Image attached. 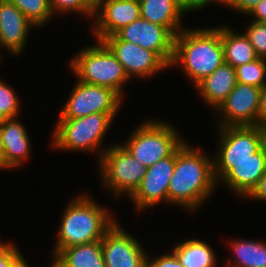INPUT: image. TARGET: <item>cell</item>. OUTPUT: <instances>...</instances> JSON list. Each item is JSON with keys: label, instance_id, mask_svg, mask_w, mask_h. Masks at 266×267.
I'll return each mask as SVG.
<instances>
[{"label": "cell", "instance_id": "1", "mask_svg": "<svg viewBox=\"0 0 266 267\" xmlns=\"http://www.w3.org/2000/svg\"><path fill=\"white\" fill-rule=\"evenodd\" d=\"M215 185L213 159L184 141L175 150V168L169 181L168 202L189 210L198 209L212 194Z\"/></svg>", "mask_w": 266, "mask_h": 267}, {"label": "cell", "instance_id": "2", "mask_svg": "<svg viewBox=\"0 0 266 267\" xmlns=\"http://www.w3.org/2000/svg\"><path fill=\"white\" fill-rule=\"evenodd\" d=\"M223 63L221 27L182 29L175 36L170 67L181 64L195 86Z\"/></svg>", "mask_w": 266, "mask_h": 267}, {"label": "cell", "instance_id": "3", "mask_svg": "<svg viewBox=\"0 0 266 267\" xmlns=\"http://www.w3.org/2000/svg\"><path fill=\"white\" fill-rule=\"evenodd\" d=\"M111 216L88 195L72 199L62 214L54 257L65 248L100 241L116 222Z\"/></svg>", "mask_w": 266, "mask_h": 267}, {"label": "cell", "instance_id": "4", "mask_svg": "<svg viewBox=\"0 0 266 267\" xmlns=\"http://www.w3.org/2000/svg\"><path fill=\"white\" fill-rule=\"evenodd\" d=\"M69 64L78 81L109 87L121 97L123 84L130 80L122 64L102 41L96 40V45L81 49Z\"/></svg>", "mask_w": 266, "mask_h": 267}, {"label": "cell", "instance_id": "5", "mask_svg": "<svg viewBox=\"0 0 266 267\" xmlns=\"http://www.w3.org/2000/svg\"><path fill=\"white\" fill-rule=\"evenodd\" d=\"M174 126L159 120L143 122L122 146L144 166L169 157L184 141Z\"/></svg>", "mask_w": 266, "mask_h": 267}, {"label": "cell", "instance_id": "6", "mask_svg": "<svg viewBox=\"0 0 266 267\" xmlns=\"http://www.w3.org/2000/svg\"><path fill=\"white\" fill-rule=\"evenodd\" d=\"M116 114L92 113L76 119H58L54 147L60 150L96 151Z\"/></svg>", "mask_w": 266, "mask_h": 267}, {"label": "cell", "instance_id": "7", "mask_svg": "<svg viewBox=\"0 0 266 267\" xmlns=\"http://www.w3.org/2000/svg\"><path fill=\"white\" fill-rule=\"evenodd\" d=\"M99 162L103 185L117 196L122 193L131 196L140 186L148 169L122 144L102 149Z\"/></svg>", "mask_w": 266, "mask_h": 267}, {"label": "cell", "instance_id": "8", "mask_svg": "<svg viewBox=\"0 0 266 267\" xmlns=\"http://www.w3.org/2000/svg\"><path fill=\"white\" fill-rule=\"evenodd\" d=\"M76 83L60 112L59 119H76L92 113H118L122 97L113 89L78 80Z\"/></svg>", "mask_w": 266, "mask_h": 267}, {"label": "cell", "instance_id": "9", "mask_svg": "<svg viewBox=\"0 0 266 267\" xmlns=\"http://www.w3.org/2000/svg\"><path fill=\"white\" fill-rule=\"evenodd\" d=\"M213 166L216 181L247 198L266 171V144L246 160L213 161Z\"/></svg>", "mask_w": 266, "mask_h": 267}, {"label": "cell", "instance_id": "10", "mask_svg": "<svg viewBox=\"0 0 266 267\" xmlns=\"http://www.w3.org/2000/svg\"><path fill=\"white\" fill-rule=\"evenodd\" d=\"M218 129H220V146L213 161H243L265 144V132L262 126H226Z\"/></svg>", "mask_w": 266, "mask_h": 267}, {"label": "cell", "instance_id": "11", "mask_svg": "<svg viewBox=\"0 0 266 267\" xmlns=\"http://www.w3.org/2000/svg\"><path fill=\"white\" fill-rule=\"evenodd\" d=\"M116 35L123 41L132 42L153 51L170 67L174 55L175 36L166 27L140 17L123 27Z\"/></svg>", "mask_w": 266, "mask_h": 267}, {"label": "cell", "instance_id": "12", "mask_svg": "<svg viewBox=\"0 0 266 267\" xmlns=\"http://www.w3.org/2000/svg\"><path fill=\"white\" fill-rule=\"evenodd\" d=\"M122 64L127 76L149 77L168 66L153 52L132 42L121 40L116 34L101 40Z\"/></svg>", "mask_w": 266, "mask_h": 267}, {"label": "cell", "instance_id": "13", "mask_svg": "<svg viewBox=\"0 0 266 267\" xmlns=\"http://www.w3.org/2000/svg\"><path fill=\"white\" fill-rule=\"evenodd\" d=\"M262 88L237 82L234 89L216 110L221 113L219 127L257 125ZM224 118V119H223Z\"/></svg>", "mask_w": 266, "mask_h": 267}, {"label": "cell", "instance_id": "14", "mask_svg": "<svg viewBox=\"0 0 266 267\" xmlns=\"http://www.w3.org/2000/svg\"><path fill=\"white\" fill-rule=\"evenodd\" d=\"M101 247L106 267H146L144 248L117 221L101 239Z\"/></svg>", "mask_w": 266, "mask_h": 267}, {"label": "cell", "instance_id": "15", "mask_svg": "<svg viewBox=\"0 0 266 267\" xmlns=\"http://www.w3.org/2000/svg\"><path fill=\"white\" fill-rule=\"evenodd\" d=\"M94 16L93 33L101 41L141 17L139 0H97Z\"/></svg>", "mask_w": 266, "mask_h": 267}, {"label": "cell", "instance_id": "16", "mask_svg": "<svg viewBox=\"0 0 266 267\" xmlns=\"http://www.w3.org/2000/svg\"><path fill=\"white\" fill-rule=\"evenodd\" d=\"M175 168V151L154 165L149 166L140 186L130 196L140 210L149 208L161 201L168 202L169 181Z\"/></svg>", "mask_w": 266, "mask_h": 267}, {"label": "cell", "instance_id": "17", "mask_svg": "<svg viewBox=\"0 0 266 267\" xmlns=\"http://www.w3.org/2000/svg\"><path fill=\"white\" fill-rule=\"evenodd\" d=\"M32 26L10 0H0V47L6 48L13 55L21 54Z\"/></svg>", "mask_w": 266, "mask_h": 267}, {"label": "cell", "instance_id": "18", "mask_svg": "<svg viewBox=\"0 0 266 267\" xmlns=\"http://www.w3.org/2000/svg\"><path fill=\"white\" fill-rule=\"evenodd\" d=\"M0 134L4 148V169L20 166L30 154L26 128L16 118H9L0 124Z\"/></svg>", "mask_w": 266, "mask_h": 267}, {"label": "cell", "instance_id": "19", "mask_svg": "<svg viewBox=\"0 0 266 267\" xmlns=\"http://www.w3.org/2000/svg\"><path fill=\"white\" fill-rule=\"evenodd\" d=\"M237 84L236 69L223 63L196 87L206 104L217 110Z\"/></svg>", "mask_w": 266, "mask_h": 267}, {"label": "cell", "instance_id": "20", "mask_svg": "<svg viewBox=\"0 0 266 267\" xmlns=\"http://www.w3.org/2000/svg\"><path fill=\"white\" fill-rule=\"evenodd\" d=\"M139 4L143 19L166 27L174 36L182 30L177 0H139Z\"/></svg>", "mask_w": 266, "mask_h": 267}, {"label": "cell", "instance_id": "21", "mask_svg": "<svg viewBox=\"0 0 266 267\" xmlns=\"http://www.w3.org/2000/svg\"><path fill=\"white\" fill-rule=\"evenodd\" d=\"M51 267H106L101 240L61 250Z\"/></svg>", "mask_w": 266, "mask_h": 267}, {"label": "cell", "instance_id": "22", "mask_svg": "<svg viewBox=\"0 0 266 267\" xmlns=\"http://www.w3.org/2000/svg\"><path fill=\"white\" fill-rule=\"evenodd\" d=\"M221 41L224 48V63L233 68L259 58L244 33L236 34L230 27L221 26Z\"/></svg>", "mask_w": 266, "mask_h": 267}, {"label": "cell", "instance_id": "23", "mask_svg": "<svg viewBox=\"0 0 266 267\" xmlns=\"http://www.w3.org/2000/svg\"><path fill=\"white\" fill-rule=\"evenodd\" d=\"M184 267H214V251L201 240L190 239L175 246L172 251Z\"/></svg>", "mask_w": 266, "mask_h": 267}, {"label": "cell", "instance_id": "24", "mask_svg": "<svg viewBox=\"0 0 266 267\" xmlns=\"http://www.w3.org/2000/svg\"><path fill=\"white\" fill-rule=\"evenodd\" d=\"M229 243L236 258L229 259L226 267H266V243L246 239Z\"/></svg>", "mask_w": 266, "mask_h": 267}, {"label": "cell", "instance_id": "25", "mask_svg": "<svg viewBox=\"0 0 266 267\" xmlns=\"http://www.w3.org/2000/svg\"><path fill=\"white\" fill-rule=\"evenodd\" d=\"M35 26L44 25L54 15L49 0H10Z\"/></svg>", "mask_w": 266, "mask_h": 267}, {"label": "cell", "instance_id": "26", "mask_svg": "<svg viewBox=\"0 0 266 267\" xmlns=\"http://www.w3.org/2000/svg\"><path fill=\"white\" fill-rule=\"evenodd\" d=\"M235 69L237 82L257 88H263L266 85V59L257 58Z\"/></svg>", "mask_w": 266, "mask_h": 267}, {"label": "cell", "instance_id": "27", "mask_svg": "<svg viewBox=\"0 0 266 267\" xmlns=\"http://www.w3.org/2000/svg\"><path fill=\"white\" fill-rule=\"evenodd\" d=\"M97 0H49L52 13L80 12L85 16L95 17Z\"/></svg>", "mask_w": 266, "mask_h": 267}, {"label": "cell", "instance_id": "28", "mask_svg": "<svg viewBox=\"0 0 266 267\" xmlns=\"http://www.w3.org/2000/svg\"><path fill=\"white\" fill-rule=\"evenodd\" d=\"M20 112L19 98L10 85L0 80V124L9 118H17Z\"/></svg>", "mask_w": 266, "mask_h": 267}, {"label": "cell", "instance_id": "29", "mask_svg": "<svg viewBox=\"0 0 266 267\" xmlns=\"http://www.w3.org/2000/svg\"><path fill=\"white\" fill-rule=\"evenodd\" d=\"M244 34L255 49L259 58L266 59V22L253 21Z\"/></svg>", "mask_w": 266, "mask_h": 267}, {"label": "cell", "instance_id": "30", "mask_svg": "<svg viewBox=\"0 0 266 267\" xmlns=\"http://www.w3.org/2000/svg\"><path fill=\"white\" fill-rule=\"evenodd\" d=\"M22 256L13 243L0 242V267H12Z\"/></svg>", "mask_w": 266, "mask_h": 267}, {"label": "cell", "instance_id": "31", "mask_svg": "<svg viewBox=\"0 0 266 267\" xmlns=\"http://www.w3.org/2000/svg\"><path fill=\"white\" fill-rule=\"evenodd\" d=\"M146 267H184L176 255L171 252L170 254H164L158 258H155L150 261L147 256Z\"/></svg>", "mask_w": 266, "mask_h": 267}, {"label": "cell", "instance_id": "32", "mask_svg": "<svg viewBox=\"0 0 266 267\" xmlns=\"http://www.w3.org/2000/svg\"><path fill=\"white\" fill-rule=\"evenodd\" d=\"M263 0H222V4L248 15L252 9Z\"/></svg>", "mask_w": 266, "mask_h": 267}, {"label": "cell", "instance_id": "33", "mask_svg": "<svg viewBox=\"0 0 266 267\" xmlns=\"http://www.w3.org/2000/svg\"><path fill=\"white\" fill-rule=\"evenodd\" d=\"M211 2L222 4V0H177L178 7L182 14L193 10H200L208 6Z\"/></svg>", "mask_w": 266, "mask_h": 267}, {"label": "cell", "instance_id": "34", "mask_svg": "<svg viewBox=\"0 0 266 267\" xmlns=\"http://www.w3.org/2000/svg\"><path fill=\"white\" fill-rule=\"evenodd\" d=\"M248 198L266 201V171L259 180L257 186L248 195Z\"/></svg>", "mask_w": 266, "mask_h": 267}, {"label": "cell", "instance_id": "35", "mask_svg": "<svg viewBox=\"0 0 266 267\" xmlns=\"http://www.w3.org/2000/svg\"><path fill=\"white\" fill-rule=\"evenodd\" d=\"M264 125H266V85L261 89L258 112V126Z\"/></svg>", "mask_w": 266, "mask_h": 267}, {"label": "cell", "instance_id": "36", "mask_svg": "<svg viewBox=\"0 0 266 267\" xmlns=\"http://www.w3.org/2000/svg\"><path fill=\"white\" fill-rule=\"evenodd\" d=\"M248 15L254 16L252 21L266 22V0L258 3Z\"/></svg>", "mask_w": 266, "mask_h": 267}, {"label": "cell", "instance_id": "37", "mask_svg": "<svg viewBox=\"0 0 266 267\" xmlns=\"http://www.w3.org/2000/svg\"><path fill=\"white\" fill-rule=\"evenodd\" d=\"M4 169V148L0 134V170Z\"/></svg>", "mask_w": 266, "mask_h": 267}, {"label": "cell", "instance_id": "38", "mask_svg": "<svg viewBox=\"0 0 266 267\" xmlns=\"http://www.w3.org/2000/svg\"><path fill=\"white\" fill-rule=\"evenodd\" d=\"M12 267H29L25 258L22 256Z\"/></svg>", "mask_w": 266, "mask_h": 267}, {"label": "cell", "instance_id": "39", "mask_svg": "<svg viewBox=\"0 0 266 267\" xmlns=\"http://www.w3.org/2000/svg\"><path fill=\"white\" fill-rule=\"evenodd\" d=\"M265 132V144H266V125L263 126Z\"/></svg>", "mask_w": 266, "mask_h": 267}]
</instances>
